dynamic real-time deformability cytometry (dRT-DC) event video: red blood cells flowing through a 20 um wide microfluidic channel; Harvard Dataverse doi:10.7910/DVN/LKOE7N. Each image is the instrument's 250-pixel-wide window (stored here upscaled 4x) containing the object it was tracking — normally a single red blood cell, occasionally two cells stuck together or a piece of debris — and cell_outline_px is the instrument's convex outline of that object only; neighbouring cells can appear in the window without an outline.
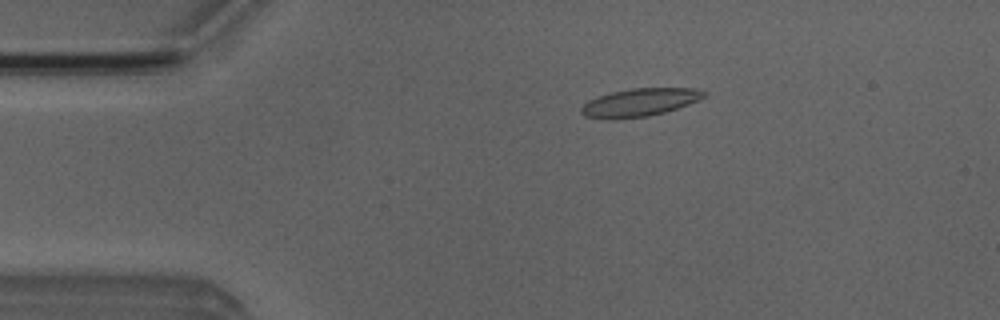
{"species": "Egyptian fruit bat (a non-hibernating species)", "species_latin": "Rousettus aegyptiacus", "temperature_condition": "room temperature", "stored_images_in_passage": 6, "camera_frame_rate_fps": 3000, "um_per_image_px": 0.085, "animal": {"sex": "male"}, "frame": {"image": 1, "passage_image": 3, "time_ms": 2.333, "image_size_px": [1000, 320], "cell_outline_px": [[708, 92], [704, 96], [688, 104], [664, 112], [648, 116], [616, 120], [608, 120], [584, 116], [580, 112], [580, 108], [588, 100], [612, 92], [632, 88], [692, 88]], "centroid_in_image_um": [54.31, 8.72], "position_along_channel_um": 30.7, "area_um2": 19.94}}